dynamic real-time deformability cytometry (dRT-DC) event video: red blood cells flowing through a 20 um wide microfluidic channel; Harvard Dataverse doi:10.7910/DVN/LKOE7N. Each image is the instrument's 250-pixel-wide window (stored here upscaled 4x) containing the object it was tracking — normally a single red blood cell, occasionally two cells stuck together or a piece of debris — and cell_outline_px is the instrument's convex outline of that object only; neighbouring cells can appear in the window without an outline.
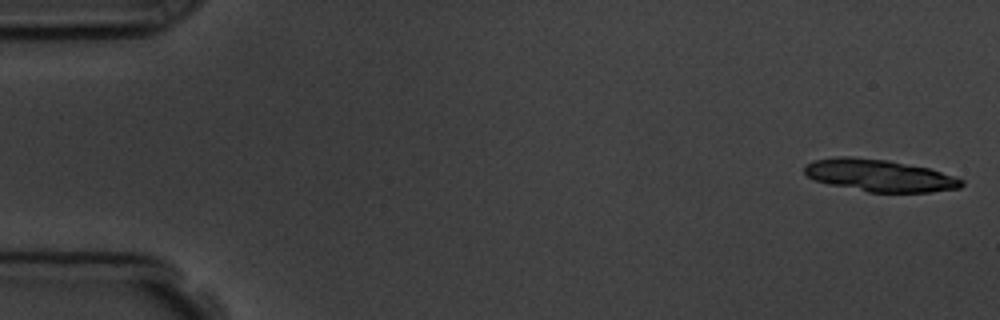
{"species": "common noctule bat (a hibernating species)", "species_latin": "Nyctalus noctula", "temperature_condition": "room temperature", "stored_images_in_passage": 6, "segment_of_instrument_passage": [1, 2], "camera_frame_rate_fps": 3000, "um_per_image_px": 0.085, "animal": {"sex": "male", "body_mass_g": 19.5, "forearm_length_mm": 54.6}, "frame": {"image": 1, "passage_image": 1, "time_ms": 0.0, "image_size_px": [1000, 320], "cell_outline_px": [[964, 184], [960, 188], [928, 192], [868, 192], [828, 184], [816, 180], [808, 176], [804, 172], [804, 164], [812, 160], [836, 156], [852, 156], [888, 160], [928, 168], [964, 180]], "centroid_in_image_um": [74.7, 14.9], "position_along_channel_um": 10.3, "area_um2": 29.42}}